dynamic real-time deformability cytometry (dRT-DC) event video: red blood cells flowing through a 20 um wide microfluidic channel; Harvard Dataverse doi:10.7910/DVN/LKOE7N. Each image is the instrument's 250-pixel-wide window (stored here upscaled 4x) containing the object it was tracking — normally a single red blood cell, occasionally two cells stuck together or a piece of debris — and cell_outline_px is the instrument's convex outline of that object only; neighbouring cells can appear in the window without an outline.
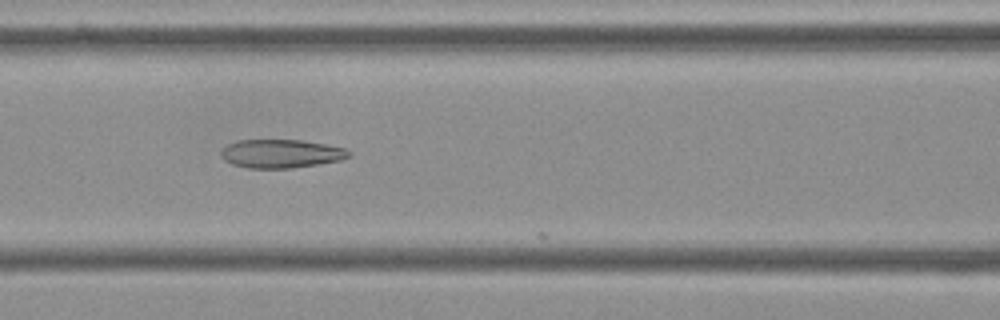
{"species": "Egyptian fruit bat (a non-hibernating species)", "species_latin": "Rousettus aegyptiacus", "temperature_condition": "cold", "stored_images_in_passage": 10, "camera_frame_rate_fps": 3000, "um_per_image_px": 0.085, "frame": {"image": 1, "passage_image": 7, "time_ms": 2.0, "image_size_px": [1000, 320], "cell_outline_px": [[352, 156], [340, 160], [292, 168], [248, 168], [232, 164], [224, 160], [220, 156], [220, 152], [228, 144], [236, 140], [300, 140], [324, 144], [344, 148], [352, 152]], "centroid_in_image_um": [23.87, 13.06], "position_along_channel_um": 142.7, "area_um2": 21.21}}